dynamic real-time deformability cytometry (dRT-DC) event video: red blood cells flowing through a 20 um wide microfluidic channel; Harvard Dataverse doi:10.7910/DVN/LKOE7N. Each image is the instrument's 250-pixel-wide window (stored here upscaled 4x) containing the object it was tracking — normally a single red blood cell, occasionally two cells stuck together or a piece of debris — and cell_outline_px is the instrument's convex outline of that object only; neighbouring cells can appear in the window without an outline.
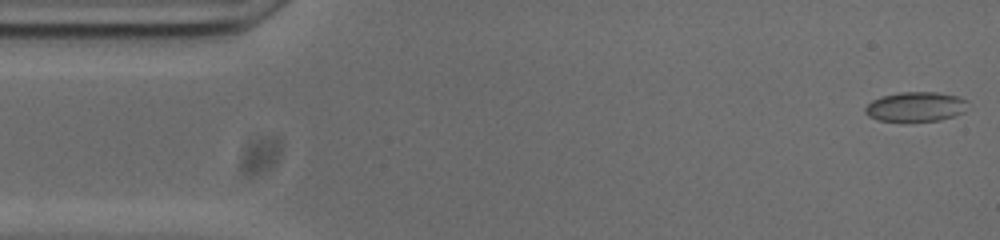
{"species": "common noctule bat (a hibernating species)", "species_latin": "Nyctalus noctula", "temperature_condition": "cold", "stored_images_in_passage": 53, "camera_frame_rate_fps": 3000, "um_per_image_px": 0.085, "animal": {"sex": "male", "body_mass_g": 20.0, "forearm_length_mm": 53.3}, "frame": {"image": 1, "passage_image": 1, "time_ms": 0.0, "image_size_px": [1000, 240], "cell_outline_px": [[968, 100], [964, 112], [940, 120], [876, 120], [868, 116], [864, 112], [864, 108], [872, 100], [884, 96], [900, 92], [936, 92], [956, 96]], "centroid_in_image_um": [77.82, 9.06], "position_along_channel_um": 7.2, "area_um2": 17.4}}
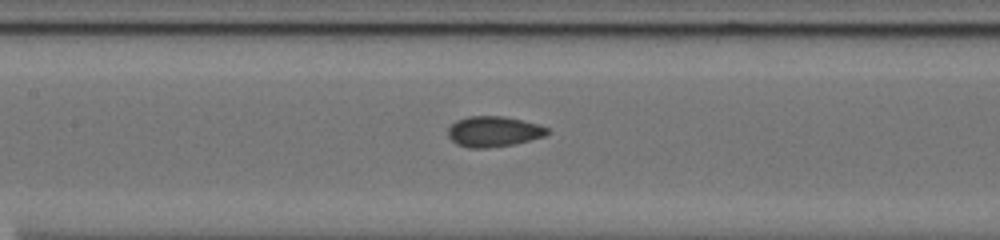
{"frame": {"image": 2, "passage_image": 23, "time_ms": 7.333, "image_size_px": [1000, 240], "cell_outline_px": [[552, 132], [544, 136], [512, 144], [488, 148], [468, 148], [456, 144], [448, 136], [448, 128], [456, 120], [468, 116], [504, 116], [524, 120], [540, 124], [548, 128]], "centroid_in_image_um": [41.97, 11.17], "position_along_channel_um": 165.4, "area_um2": 17.8}}
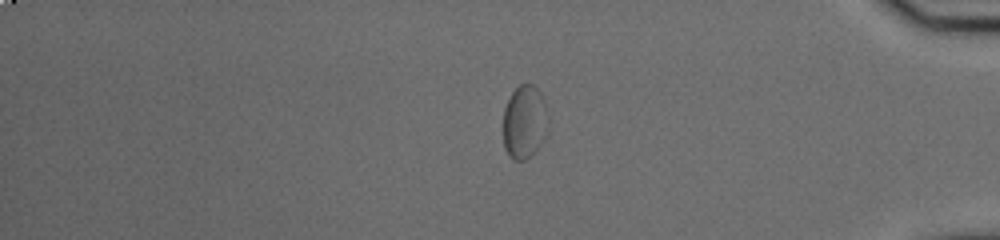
{"frame": {"image": 3, "passage_image": 44, "time_ms": 14.333, "image_size_px": [1000, 240], "cell_outline_px": [[548, 120], [544, 136], [540, 144], [524, 160], [516, 160], [504, 148], [504, 108], [512, 92], [520, 84], [532, 84], [540, 92], [544, 100], [548, 112]], "centroid_in_image_um": [44.58, 10.31], "position_along_channel_um": 390.6, "area_um2": 18.84}}